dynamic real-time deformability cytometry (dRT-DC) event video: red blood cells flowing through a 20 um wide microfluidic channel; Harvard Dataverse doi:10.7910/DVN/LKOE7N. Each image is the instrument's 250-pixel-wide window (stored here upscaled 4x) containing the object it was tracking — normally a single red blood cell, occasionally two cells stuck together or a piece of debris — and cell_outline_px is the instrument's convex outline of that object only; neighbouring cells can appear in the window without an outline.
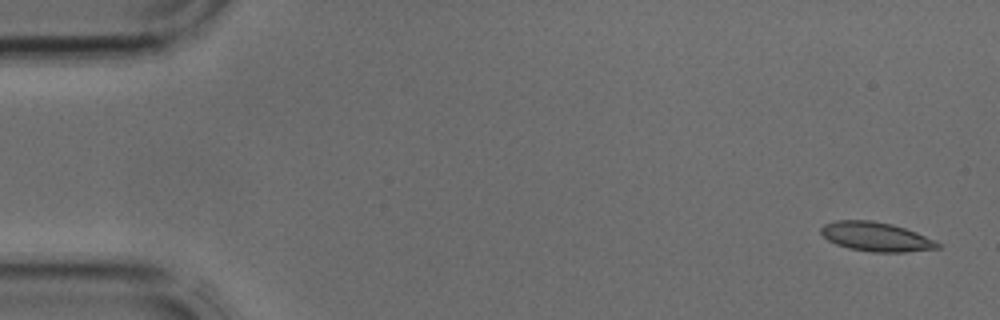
{"species": "common noctule bat (a hibernating species)", "species_latin": "Nyctalus noctula", "temperature_condition": "cold", "stored_images_in_passage": 5, "camera_frame_rate_fps": 3000, "um_per_image_px": 0.085, "animal": {"sex": "male", "body_mass_g": 17.9, "forearm_length_mm": 54.2}, "frame": {"image": 1, "passage_image": 1, "time_ms": 0.0, "image_size_px": [1000, 320], "cell_outline_px": [[940, 248], [904, 252], [872, 252], [848, 248], [836, 244], [828, 240], [820, 232], [820, 228], [824, 224], [836, 220], [872, 220], [892, 224], [916, 232], [936, 240], [940, 244]], "centroid_in_image_um": [74.46, 20.12], "position_along_channel_um": 10.5, "area_um2": 19.88}}
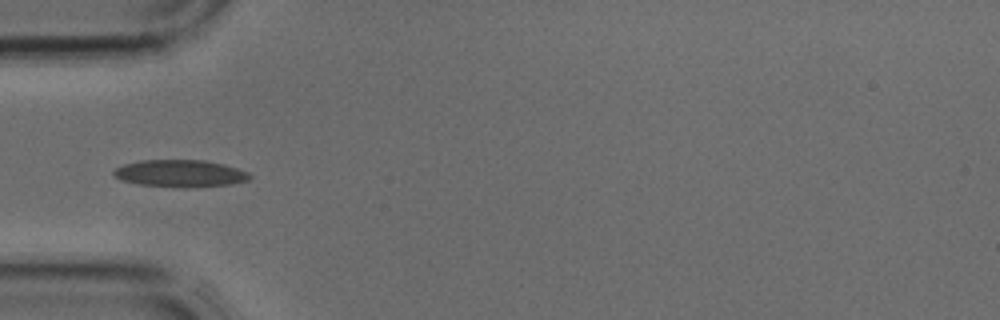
{"frame": {"image": 2, "passage_image": 4, "time_ms": 1.0, "image_size_px": [1000, 320], "cell_outline_px": [[252, 176], [248, 180], [228, 184], [184, 188], [140, 184], [120, 180], [112, 172], [116, 168], [124, 164], [140, 160], [204, 160], [224, 164], [248, 172]], "centroid_in_image_um": [15.3, 14.74], "position_along_channel_um": 69.7, "area_um2": 21.39}}